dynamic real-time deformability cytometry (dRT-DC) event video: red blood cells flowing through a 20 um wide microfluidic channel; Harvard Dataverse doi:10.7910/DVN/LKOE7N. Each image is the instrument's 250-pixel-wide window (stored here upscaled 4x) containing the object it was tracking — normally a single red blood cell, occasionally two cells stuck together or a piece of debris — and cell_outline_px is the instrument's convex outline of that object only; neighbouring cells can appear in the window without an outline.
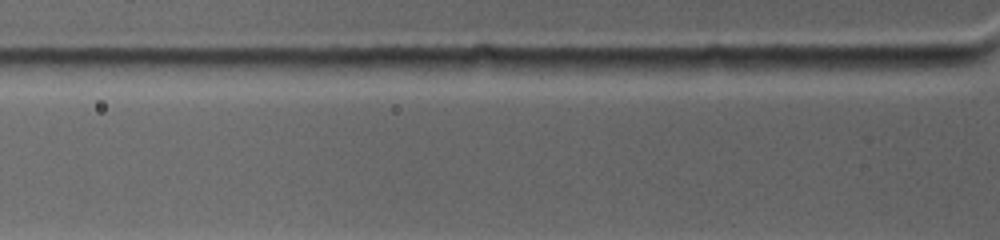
{"species": "common noctule bat (a hibernating species)", "species_latin": "Nyctalus noctula", "temperature_condition": "warm", "stored_images_in_passage": 2, "segment_of_instrument_passage": [2, 2], "camera_frame_rate_fps": 4500, "um_per_image_px": 0.085, "animal": {"sex": "female", "body_mass_g": 19.0, "forearm_length_mm": 53.3}, "frame": {"image": 1, "passage_image": 2, "time_ms": 0.222, "image_size_px": [1000, 240], "cell_outline_px": [[984, 60], [968, 64], [944, 68], [880, 76], [816, 68], [824, 56], [984, 56]], "centroid_in_image_um": [75.9, 5.42], "position_along_channel_um": 49.9, "area_um2": 16.88}}